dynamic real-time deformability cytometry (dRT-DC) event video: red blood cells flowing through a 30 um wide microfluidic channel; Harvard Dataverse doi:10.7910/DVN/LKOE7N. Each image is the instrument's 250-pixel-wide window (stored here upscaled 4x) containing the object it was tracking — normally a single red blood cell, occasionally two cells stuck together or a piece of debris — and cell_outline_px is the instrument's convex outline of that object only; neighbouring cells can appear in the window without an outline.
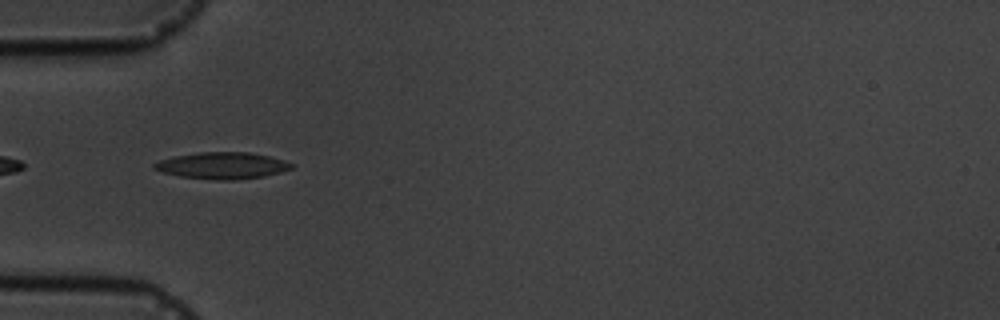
{"species": "common noctule bat (a hibernating species)", "species_latin": "Nyctalus noctula", "temperature_condition": "cold", "stored_images_in_passage": 12, "camera_frame_rate_fps": 3000, "um_per_image_px": 0.085, "animal": {"sex": "male", "body_mass_g": 19.5, "forearm_length_mm": 54.6}, "frame": {"image": 1, "passage_image": 6, "time_ms": 5.667, "image_size_px": [1000, 320], "cell_outline_px": [[296, 164], [292, 168], [280, 172], [264, 176], [232, 180], [220, 180], [180, 176], [164, 172], [152, 168], [152, 164], [160, 160], [172, 156], [196, 152], [248, 152], [268, 156], [284, 160]], "centroid_in_image_um": [18.89, 14.06], "position_along_channel_um": 66.1, "area_um2": 21.27}}
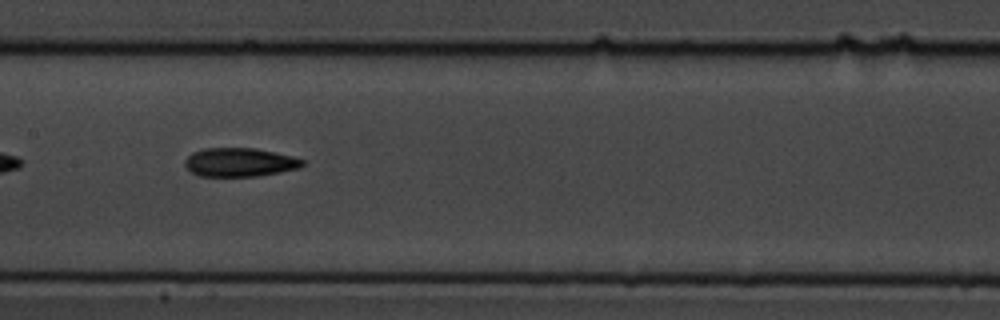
{"frame": {"image": 2, "passage_image": 9, "time_ms": 9.0, "image_size_px": [1000, 320], "cell_outline_px": [[304, 164], [300, 168], [280, 172], [256, 176], [200, 176], [192, 172], [184, 164], [184, 160], [192, 152], [204, 148], [256, 148], [292, 156], [304, 160]], "centroid_in_image_um": [20.37, 13.79], "position_along_channel_um": 187.0, "area_um2": 19.65}}
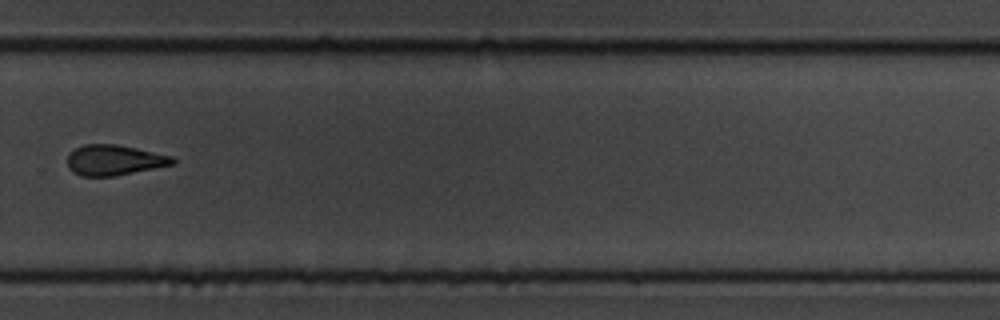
{"frame": {"image": 3, "passage_image": 12, "time_ms": 12.667, "image_size_px": [1000, 320], "cell_outline_px": [[176, 164], [116, 176], [80, 176], [72, 172], [68, 168], [68, 152], [84, 144], [116, 144], [136, 148], [172, 156], [176, 160]], "centroid_in_image_um": [9.7, 13.61], "position_along_channel_um": 320.1, "area_um2": 18.84}}